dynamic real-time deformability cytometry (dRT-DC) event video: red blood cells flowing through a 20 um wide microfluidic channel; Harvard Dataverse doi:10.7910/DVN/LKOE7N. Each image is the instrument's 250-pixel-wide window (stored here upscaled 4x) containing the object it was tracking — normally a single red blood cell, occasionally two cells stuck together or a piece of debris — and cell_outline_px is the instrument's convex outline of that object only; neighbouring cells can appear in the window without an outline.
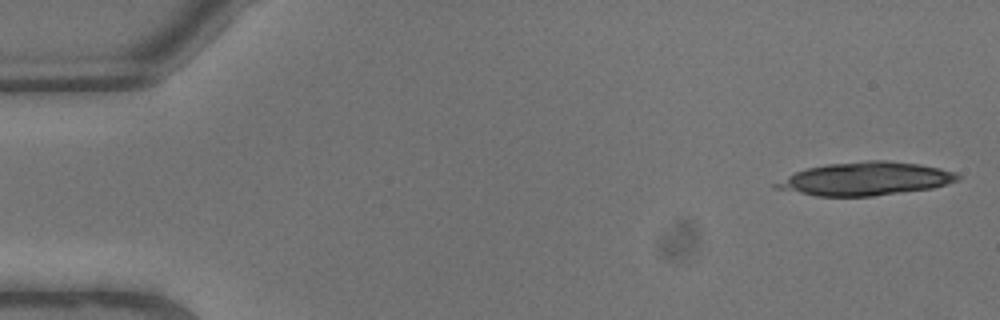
{"species": "common noctule bat (a hibernating species)", "species_latin": "Nyctalus noctula", "temperature_condition": "warm", "stored_images_in_passage": 6, "camera_frame_rate_fps": 3000, "um_per_image_px": 0.085, "animal": {"sex": "male", "body_mass_g": 13.3}, "frame": {"image": 1, "passage_image": 1, "time_ms": 0.0, "image_size_px": [1000, 320], "cell_outline_px": [[960, 180], [948, 184], [932, 188], [872, 196], [816, 196], [772, 188], [772, 184], [796, 172], [808, 168], [828, 164], [868, 160], [888, 160], [920, 164], [940, 168], [956, 172], [960, 176]], "centroid_in_image_um": [73.59, 15.19], "position_along_channel_um": 11.4, "area_um2": 35.2}}